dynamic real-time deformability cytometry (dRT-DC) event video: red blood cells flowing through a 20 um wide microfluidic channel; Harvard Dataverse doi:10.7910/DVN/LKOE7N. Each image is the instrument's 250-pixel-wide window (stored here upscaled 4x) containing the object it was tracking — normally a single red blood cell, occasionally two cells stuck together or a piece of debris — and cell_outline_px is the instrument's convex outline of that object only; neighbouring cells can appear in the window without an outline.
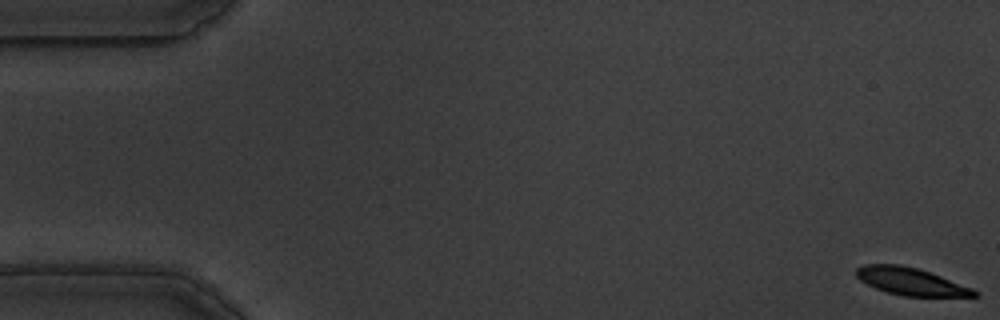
{"species": "common noctule bat (a hibernating species)", "species_latin": "Nyctalus noctula", "temperature_condition": "warm", "stored_images_in_passage": 58, "camera_frame_rate_fps": 3000, "um_per_image_px": 0.085, "animal": {"sex": "male", "body_mass_g": 19.5, "forearm_length_mm": 54.6}, "frame": {"image": 1, "passage_image": 1, "time_ms": 0.0, "image_size_px": [1000, 320], "cell_outline_px": [[980, 292], [976, 296], [904, 296], [888, 292], [876, 288], [860, 280], [856, 276], [856, 268], [864, 264], [900, 264], [920, 268], [972, 288]], "centroid_in_image_um": [77.42, 23.91], "position_along_channel_um": 7.6, "area_um2": 18.79}}
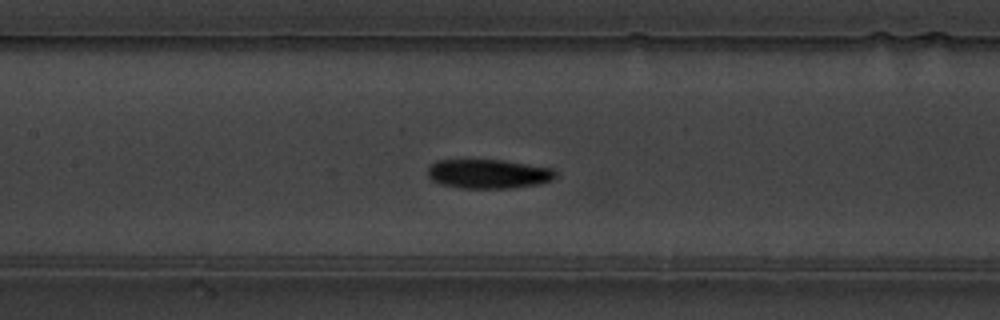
{"frame": {"image": 2, "passage_image": 27, "time_ms": 8.667, "image_size_px": [1000, 320], "cell_outline_px": [[556, 176], [552, 180], [540, 184], [508, 188], [460, 188], [440, 184], [432, 180], [428, 176], [428, 168], [436, 160], [504, 160], [552, 168], [556, 172]], "centroid_in_image_um": [41.52, 14.78], "position_along_channel_um": 165.9, "area_um2": 21.79}}
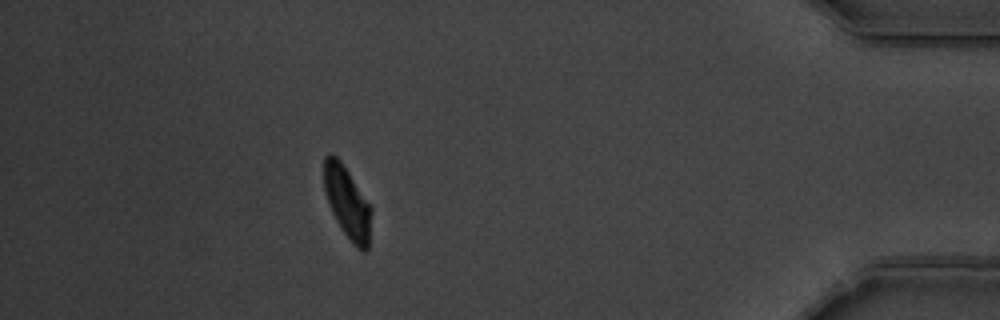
{"frame": {"image": 3, "passage_image": 52, "time_ms": 17.0, "image_size_px": [1000, 320], "cell_outline_px": [[372, 212], [368, 248], [364, 252], [356, 248], [344, 232], [336, 220], [332, 212], [324, 188], [324, 156], [328, 152], [332, 152], [340, 160], [372, 208]], "centroid_in_image_um": [29.52, 17.2], "position_along_channel_um": 405.7, "area_um2": 19.59}, "authors_computed_cell_mechanics": {"area_um2": 21.2704, "velocity_mm_per_s": 3.4737, "shape_relaxation_time_tau1_ms": 3.2679, "shape_relaxation_time_tau2_ms": 3.93, "deformation_change_tau1": 0.1583, "deformation_change_tau2": 0.0785}}